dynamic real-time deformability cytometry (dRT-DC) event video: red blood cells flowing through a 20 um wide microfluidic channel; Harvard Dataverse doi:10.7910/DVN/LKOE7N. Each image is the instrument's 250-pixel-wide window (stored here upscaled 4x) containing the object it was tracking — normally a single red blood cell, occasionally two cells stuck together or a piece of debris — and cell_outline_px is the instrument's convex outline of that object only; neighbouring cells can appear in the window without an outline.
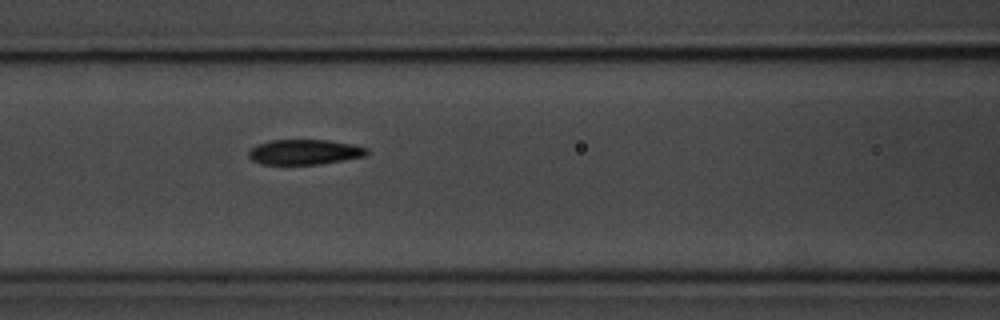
{"species": "common noctule bat (a hibernating species)", "species_latin": "Nyctalus noctula", "temperature_condition": "room temperature", "stored_images_in_passage": 3, "camera_frame_rate_fps": 3000, "um_per_image_px": 0.085, "animal": {"sex": "male", "body_mass_g": 20.1, "forearm_length_mm": 53.5}, "frame": {"image": 1, "passage_image": 3, "time_ms": 3.333, "image_size_px": [1000, 320], "cell_outline_px": [[368, 152], [364, 156], [344, 160], [320, 164], [260, 164], [252, 160], [248, 156], [248, 152], [256, 144], [272, 140], [328, 140], [352, 144], [368, 148]], "centroid_in_image_um": [25.87, 12.92], "position_along_channel_um": 140.7, "area_um2": 17.28}}